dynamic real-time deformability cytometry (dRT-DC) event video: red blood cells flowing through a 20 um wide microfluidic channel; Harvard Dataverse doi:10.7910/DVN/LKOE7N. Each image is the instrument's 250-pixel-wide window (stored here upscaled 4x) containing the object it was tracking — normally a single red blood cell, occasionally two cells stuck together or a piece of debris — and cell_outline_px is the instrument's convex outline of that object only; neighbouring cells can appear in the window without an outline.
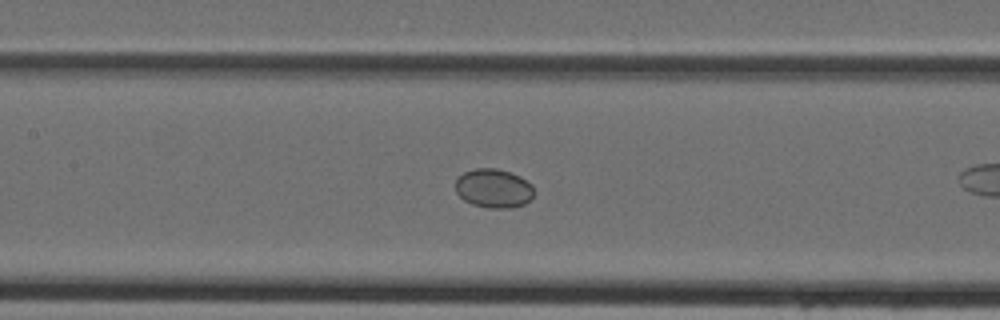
{"species": "Egyptian fruit bat (a non-hibernating species)", "species_latin": "Rousettus aegyptiacus", "temperature_condition": "cold", "stored_images_in_passage": 27, "camera_frame_rate_fps": 3000, "um_per_image_px": 0.085, "animal": {"sex": "female"}, "frame": {"image": 1, "passage_image": 12, "time_ms": 3.667, "image_size_px": [1000, 320], "cell_outline_px": [[536, 192], [532, 200], [524, 204], [512, 208], [488, 208], [472, 204], [464, 200], [456, 192], [456, 180], [464, 172], [476, 168], [496, 168], [520, 176], [532, 184]], "centroid_in_image_um": [42.01, 16.02], "position_along_channel_um": 165.4, "area_um2": 18.03}}
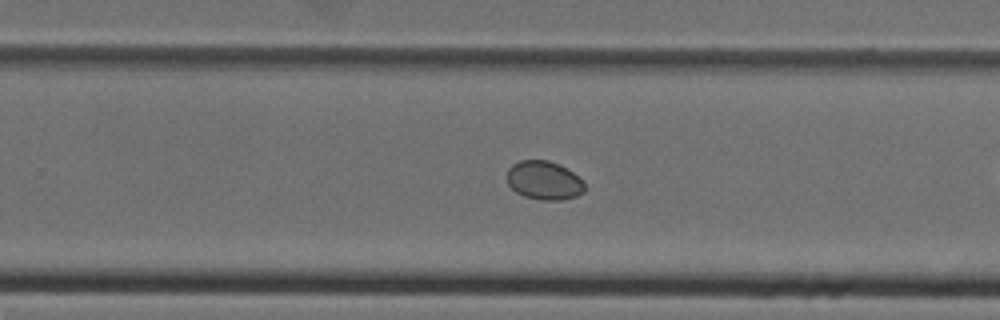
{"frame": {"image": 2, "passage_image": 20, "time_ms": 6.333, "image_size_px": [1000, 320], "cell_outline_px": [[584, 192], [576, 196], [564, 200], [540, 200], [524, 196], [516, 192], [508, 184], [508, 168], [512, 164], [520, 160], [548, 160], [560, 164], [572, 172], [584, 184]], "centroid_in_image_um": [46.23, 15.33], "position_along_channel_um": 283.6, "area_um2": 17.46}}
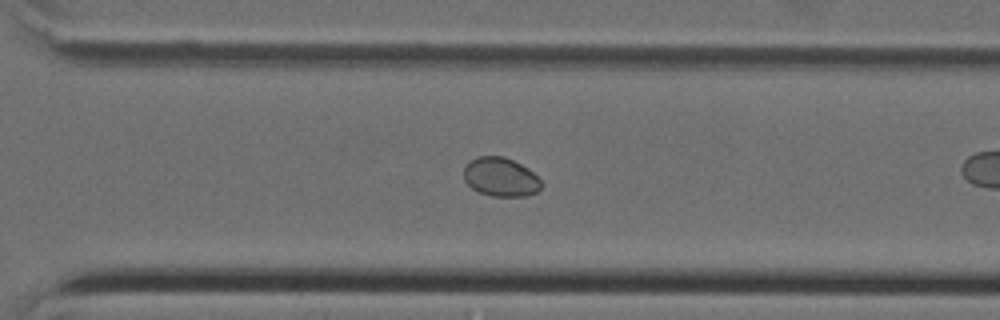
{"frame": {"image": 3, "passage_image": 23, "time_ms": 7.333, "image_size_px": [1000, 320], "cell_outline_px": [[544, 184], [536, 192], [528, 196], [492, 196], [480, 192], [472, 188], [464, 180], [464, 164], [468, 160], [476, 156], [504, 156], [528, 168]], "centroid_in_image_um": [42.53, 15.03], "position_along_channel_um": 328.1, "area_um2": 17.69}}